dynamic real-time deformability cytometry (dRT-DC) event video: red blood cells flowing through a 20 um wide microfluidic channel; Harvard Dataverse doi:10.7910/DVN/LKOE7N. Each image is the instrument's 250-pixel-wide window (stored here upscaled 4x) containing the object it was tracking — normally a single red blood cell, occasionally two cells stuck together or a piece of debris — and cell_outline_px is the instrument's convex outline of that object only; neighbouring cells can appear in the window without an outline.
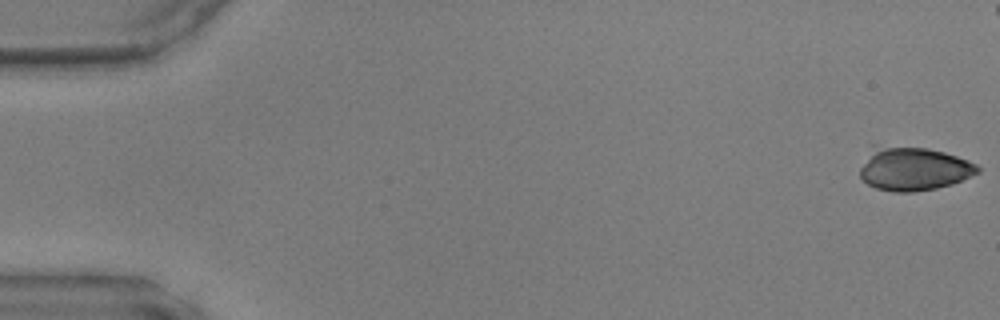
{"species": "common noctule bat (a hibernating species)", "species_latin": "Nyctalus noctula", "temperature_condition": "warm", "stored_images_in_passage": 43, "camera_frame_rate_fps": 3000, "um_per_image_px": 0.085, "animal": {"sex": "male", "body_mass_g": 17.9, "forearm_length_mm": 54.2}, "frame": {"image": 1, "passage_image": 1, "time_ms": 0.0, "image_size_px": [1000, 320], "cell_outline_px": [[980, 172], [952, 184], [936, 188], [916, 192], [892, 192], [876, 188], [868, 184], [860, 176], [860, 168], [872, 144], [928, 148], [944, 152], [968, 160], [976, 164], [980, 168]], "centroid_in_image_um": [77.62, 14.33], "position_along_channel_um": 7.4, "area_um2": 30.23}}
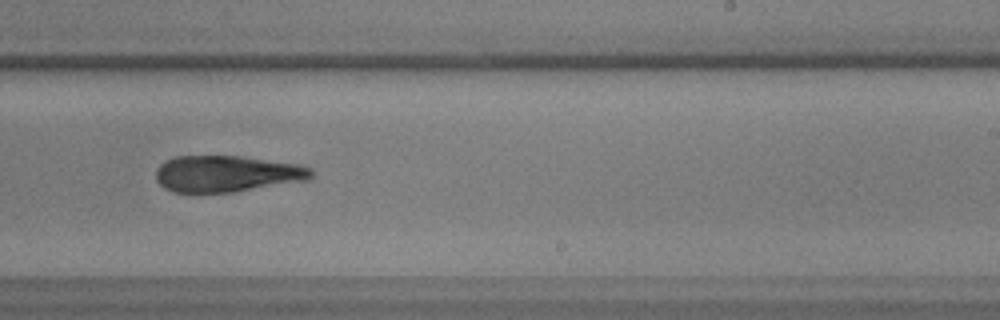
{"frame": {"image": 2, "passage_image": 30, "time_ms": 9.667, "image_size_px": [1000, 320], "cell_outline_px": [[312, 176], [308, 180], [232, 192], [172, 192], [164, 188], [156, 180], [156, 168], [160, 164], [176, 156], [240, 156], [296, 164], [312, 168]], "centroid_in_image_um": [19.25, 14.77], "position_along_channel_um": 269.7, "area_um2": 32.77}}
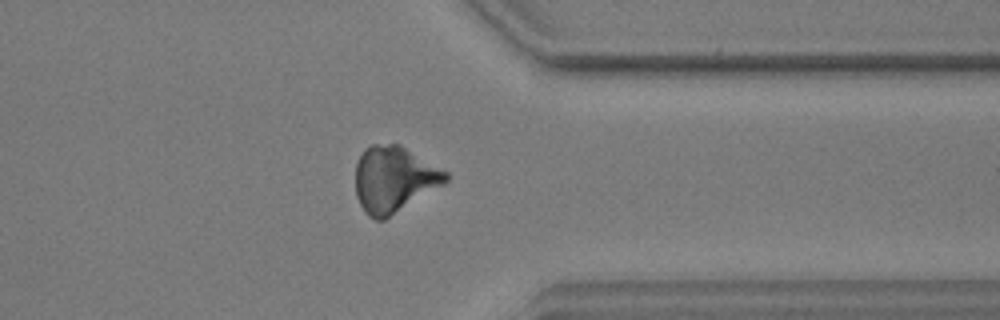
{"frame": {"image": 3, "passage_image": 38, "time_ms": 12.333, "image_size_px": [1000, 320], "cell_outline_px": [[448, 180], [444, 184], [384, 220], [376, 220], [368, 216], [364, 212], [356, 196], [356, 164], [364, 148], [372, 144], [400, 144], [448, 172]], "centroid_in_image_um": [33.48, 15.23], "position_along_channel_um": 377.9, "area_um2": 34.74}}